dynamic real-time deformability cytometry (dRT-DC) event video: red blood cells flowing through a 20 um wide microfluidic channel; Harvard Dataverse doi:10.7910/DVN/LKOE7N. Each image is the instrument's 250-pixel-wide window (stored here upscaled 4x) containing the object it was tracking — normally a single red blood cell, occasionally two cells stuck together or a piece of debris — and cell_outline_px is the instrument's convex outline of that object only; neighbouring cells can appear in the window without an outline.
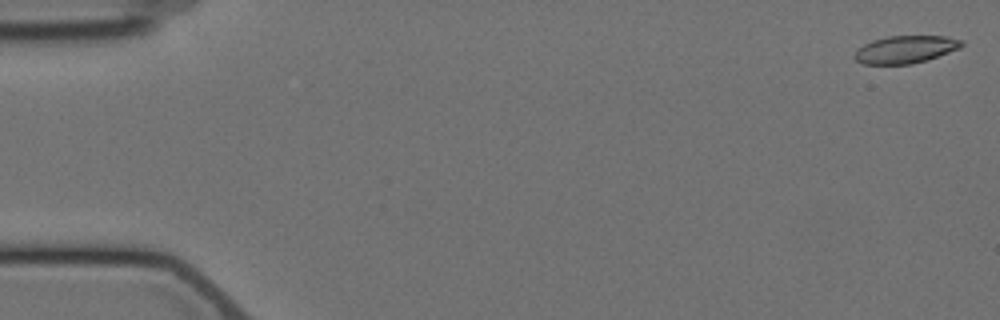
{"species": "Egyptian fruit bat (a non-hibernating species)", "species_latin": "Rousettus aegyptiacus", "temperature_condition": "cold", "stored_images_in_passage": 57, "camera_frame_rate_fps": 3000, "um_per_image_px": 0.085, "animal": {"sex": "female"}, "frame": {"image": 1, "passage_image": 1, "time_ms": 0.0, "image_size_px": [1000, 320], "cell_outline_px": [[964, 44], [960, 48], [912, 64], [864, 64], [856, 60], [852, 56], [864, 44], [872, 40], [888, 36], [948, 36], [964, 40]], "centroid_in_image_um": [76.97, 4.19], "position_along_channel_um": 8.0, "area_um2": 17.05}}
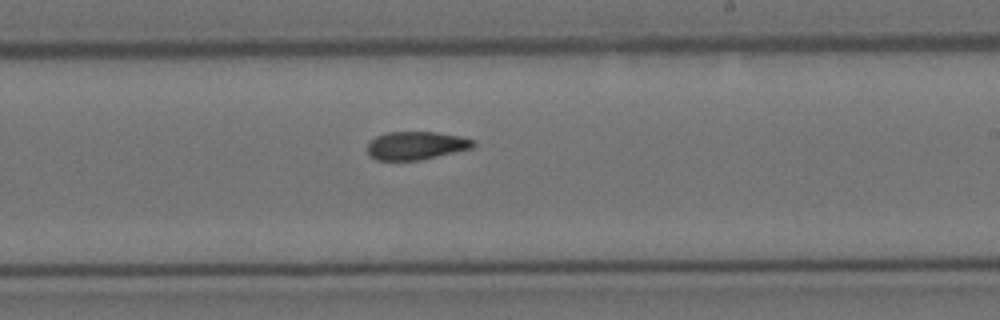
{"frame": {"image": 2, "passage_image": 34, "time_ms": 11.0, "image_size_px": [1000, 320], "cell_outline_px": [[476, 144], [472, 148], [420, 160], [376, 160], [368, 156], [368, 144], [376, 136], [388, 132], [436, 132], [460, 136], [472, 140]], "centroid_in_image_um": [35.34, 12.37], "position_along_channel_um": 253.7, "area_um2": 17.28}}
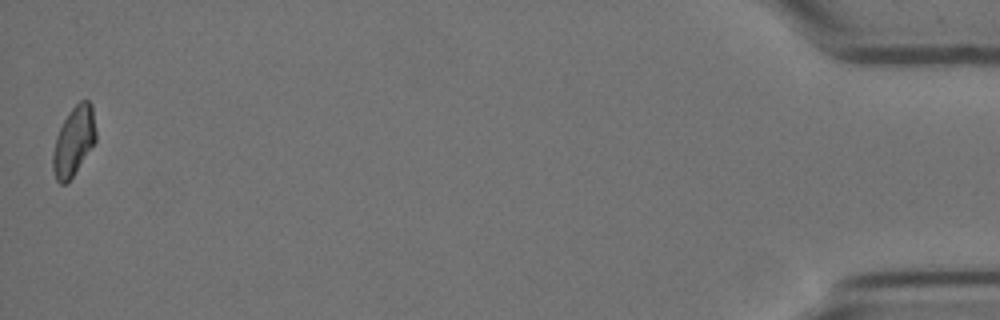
{"frame": {"image": 3, "passage_image": 57, "time_ms": 18.667, "image_size_px": [1000, 320], "cell_outline_px": [[96, 140], [72, 176], [64, 184], [60, 184], [56, 180], [52, 168], [52, 152], [56, 136], [68, 112], [80, 100], [88, 100], [92, 104], [96, 132]], "centroid_in_image_um": [6.25, 11.97], "position_along_channel_um": 428.9, "area_um2": 17.17}, "authors_computed_cell_mechanics": {"area_um2": 18.0914, "velocity_mm_per_s": 3.511, "shape_relaxation_time_tau1_ms": null, "shape_relaxation_time_tau2_ms": 4.2219, "deformation_change_tau1": null, "deformation_change_tau2": 0.1006}}